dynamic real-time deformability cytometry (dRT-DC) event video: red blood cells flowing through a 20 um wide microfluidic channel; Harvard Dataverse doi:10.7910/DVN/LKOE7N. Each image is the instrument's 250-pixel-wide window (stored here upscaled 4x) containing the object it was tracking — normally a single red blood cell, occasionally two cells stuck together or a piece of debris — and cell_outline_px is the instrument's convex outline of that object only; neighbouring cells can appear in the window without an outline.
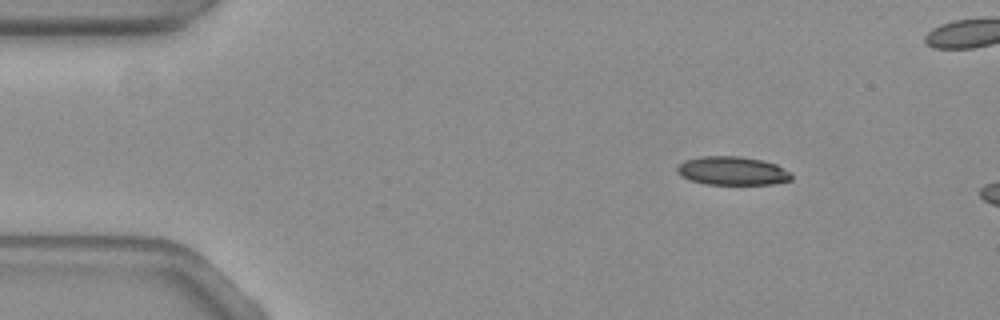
{"species": "common noctule bat (a hibernating species)", "species_latin": "Nyctalus noctula", "temperature_condition": "warm", "stored_images_in_passage": 6, "camera_frame_rate_fps": 3000, "um_per_image_px": 0.085, "animal": {"sex": "female", "body_mass_g": 19.3, "forearm_length_mm": 54.1}, "frame": {"image": 1, "passage_image": 1, "time_ms": 0.0, "image_size_px": [1000, 320], "cell_outline_px": [[792, 180], [772, 184], [704, 184], [688, 180], [680, 176], [676, 172], [676, 168], [684, 160], [700, 156], [736, 156], [760, 160], [776, 164], [788, 172], [792, 176]], "centroid_in_image_um": [62.18, 14.53], "position_along_channel_um": 22.8, "area_um2": 19.02}}